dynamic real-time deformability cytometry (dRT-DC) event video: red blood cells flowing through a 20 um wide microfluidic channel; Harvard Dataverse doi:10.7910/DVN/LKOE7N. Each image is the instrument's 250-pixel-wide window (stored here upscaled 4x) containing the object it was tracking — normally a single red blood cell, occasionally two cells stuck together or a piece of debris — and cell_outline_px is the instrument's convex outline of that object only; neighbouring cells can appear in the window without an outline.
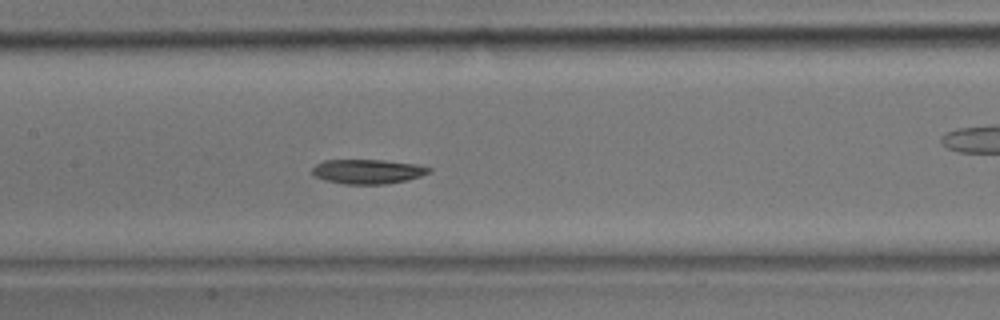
{"species": "common noctule bat (a hibernating species)", "species_latin": "Nyctalus noctula", "temperature_condition": "room temperature", "stored_images_in_passage": 30, "camera_frame_rate_fps": 3000, "um_per_image_px": 0.085, "animal": {"sex": "male", "body_mass_g": 17.9}, "frame": {"image": 1, "passage_image": 13, "time_ms": 4.0, "image_size_px": [1000, 320], "cell_outline_px": [[432, 168], [428, 172], [420, 176], [408, 180], [384, 184], [344, 184], [324, 180], [312, 176], [312, 168], [316, 164], [324, 160], [384, 160], [420, 164]], "centroid_in_image_um": [31.24, 14.57], "position_along_channel_um": 176.2, "area_um2": 16.82}}
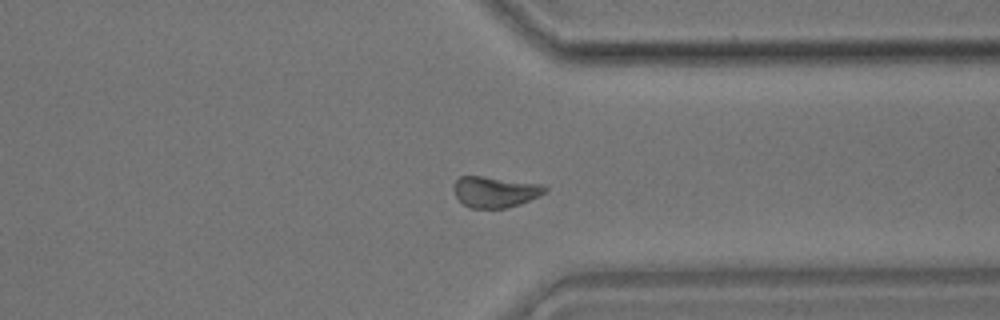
{"frame": {"image": 2, "passage_image": 22, "time_ms": 7.0, "image_size_px": [1000, 320], "cell_outline_px": [[548, 188], [540, 196], [520, 204], [504, 208], [468, 208], [456, 196], [452, 188], [456, 180], [460, 176], [484, 176], [544, 184]], "centroid_in_image_um": [42.09, 16.3], "position_along_channel_um": 369.3, "area_um2": 16.59}}